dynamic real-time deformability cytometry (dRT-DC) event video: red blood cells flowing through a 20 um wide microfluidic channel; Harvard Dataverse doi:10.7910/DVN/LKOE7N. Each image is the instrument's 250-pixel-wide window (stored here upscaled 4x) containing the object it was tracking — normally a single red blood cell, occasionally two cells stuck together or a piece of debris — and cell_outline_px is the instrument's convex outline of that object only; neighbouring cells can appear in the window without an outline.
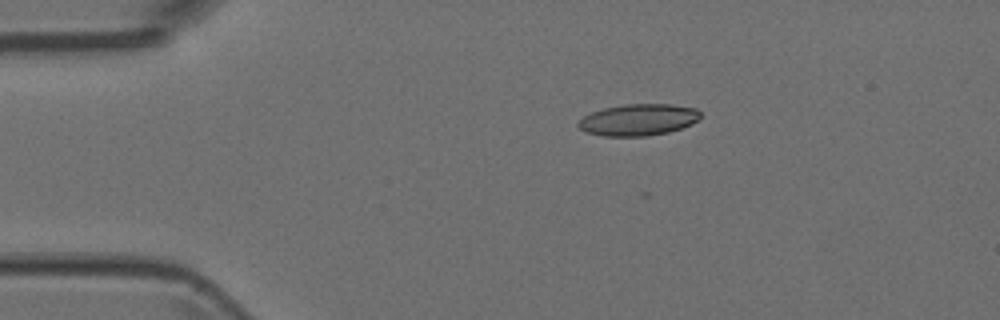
{"species": "Egyptian fruit bat (a non-hibernating species)", "species_latin": "Rousettus aegyptiacus", "temperature_condition": "room temperature", "stored_images_in_passage": 5, "camera_frame_rate_fps": 3000, "um_per_image_px": 0.085, "animal": {"sex": "female"}, "frame": {"image": 1, "passage_image": 3, "time_ms": 0.667, "image_size_px": [1000, 320], "cell_outline_px": [[700, 120], [692, 124], [668, 132], [644, 136], [604, 136], [584, 132], [576, 124], [584, 116], [592, 112], [604, 108], [624, 104], [672, 104], [696, 108], [700, 112]], "centroid_in_image_um": [54.27, 10.18], "position_along_channel_um": 30.7, "area_um2": 22.54}}
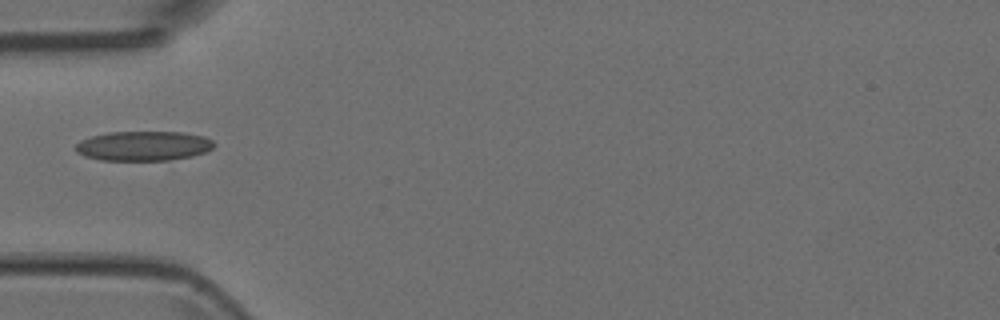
{"frame": {"image": 2, "passage_image": 5, "time_ms": 1.333, "image_size_px": [1000, 320], "cell_outline_px": [[216, 144], [212, 148], [204, 152], [192, 156], [168, 160], [100, 160], [84, 156], [76, 152], [76, 144], [80, 140], [92, 136], [108, 132], [184, 132], [204, 136], [212, 140]], "centroid_in_image_um": [12.19, 12.4], "position_along_channel_um": 72.8, "area_um2": 23.93}}